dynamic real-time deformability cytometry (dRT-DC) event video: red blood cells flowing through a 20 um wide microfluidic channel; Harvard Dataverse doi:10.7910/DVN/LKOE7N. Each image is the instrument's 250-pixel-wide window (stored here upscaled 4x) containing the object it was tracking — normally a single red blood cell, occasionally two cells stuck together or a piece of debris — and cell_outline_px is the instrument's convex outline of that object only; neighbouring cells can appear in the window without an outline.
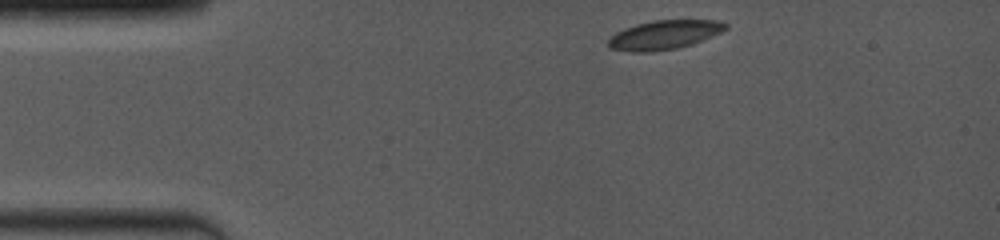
{"species": "common noctule bat (a hibernating species)", "species_latin": "Nyctalus noctula", "temperature_condition": "room temperature", "stored_images_in_passage": 51, "camera_frame_rate_fps": 4000, "um_per_image_px": 0.085, "animal": {"sex": "female", "body_mass_g": 19.0, "forearm_length_mm": 53.3}, "frame": {"image": 1, "passage_image": 1, "time_ms": 0.0, "image_size_px": [1000, 240], "cell_outline_px": [[728, 28], [712, 36], [692, 44], [676, 48], [652, 52], [628, 52], [608, 48], [608, 40], [616, 32], [624, 28], [636, 24], [652, 20], [720, 20], [728, 24]], "centroid_in_image_um": [56.44, 2.96], "position_along_channel_um": 28.6, "area_um2": 20.0}}
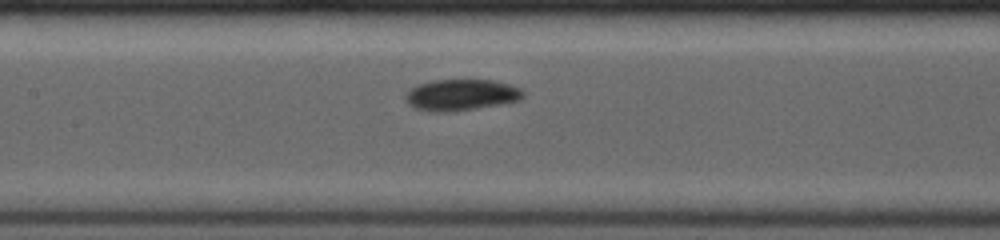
{"frame": {"image": 2, "passage_image": 21, "time_ms": 5.0, "image_size_px": [1000, 240], "cell_outline_px": [[524, 96], [520, 100], [500, 104], [452, 112], [432, 112], [416, 108], [408, 104], [404, 100], [404, 96], [416, 84], [432, 80], [492, 80], [508, 84], [520, 88], [524, 92]], "centroid_in_image_um": [39.17, 8.07], "position_along_channel_um": 168.2, "area_um2": 21.5}}
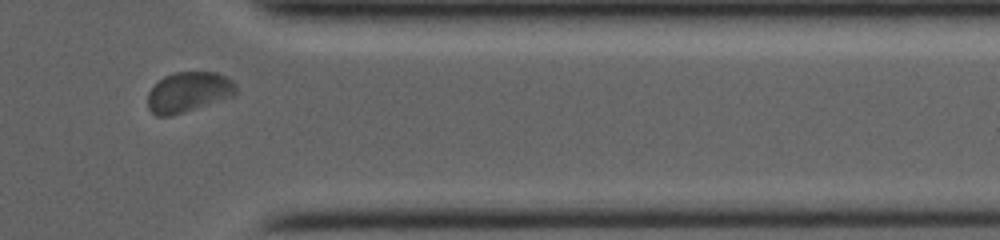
{"frame": {"image": 3, "passage_image": 44, "time_ms": 10.75, "image_size_px": [1000, 240], "cell_outline_px": [[236, 92], [232, 96], [172, 116], [156, 116], [148, 108], [148, 92], [164, 76], [176, 72], [216, 72], [232, 80], [236, 84]], "centroid_in_image_um": [16.01, 7.83], "position_along_channel_um": 395.4, "area_um2": 20.46}, "authors_computed_cell_mechanics": {"area_um2": 20.519, "velocity_mm_per_s": 3.9533, "shape_relaxation_time_tau1_ms": 2.572, "shape_relaxation_time_tau2_ms": null, "deformation_change_tau1": 0.0702, "deformation_change_tau2": null}}